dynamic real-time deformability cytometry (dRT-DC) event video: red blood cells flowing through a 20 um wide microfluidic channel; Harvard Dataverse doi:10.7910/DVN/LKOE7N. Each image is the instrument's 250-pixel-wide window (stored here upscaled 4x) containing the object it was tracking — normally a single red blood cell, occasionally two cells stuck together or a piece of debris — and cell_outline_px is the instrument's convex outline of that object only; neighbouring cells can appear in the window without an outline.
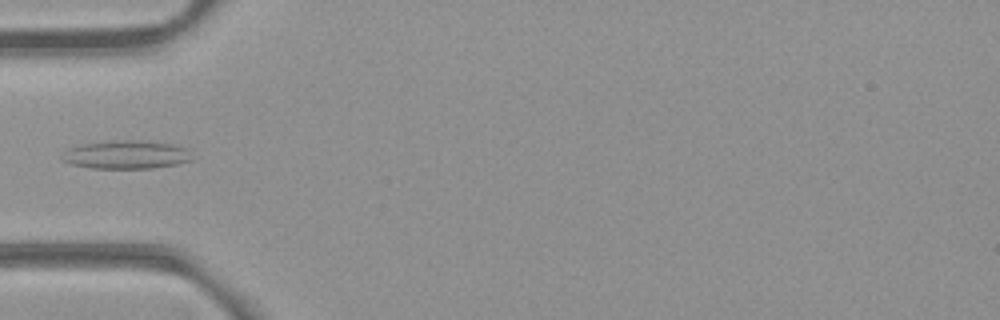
{"species": "common noctule bat (a hibernating species)", "species_latin": "Nyctalus noctula", "temperature_condition": "room temperature", "stored_images_in_passage": 5, "camera_frame_rate_fps": 3000, "um_per_image_px": 0.085, "animal": {"sex": "female", "body_mass_g": 21.9}, "frame": {"image": 1, "passage_image": 5, "time_ms": 1.333, "image_size_px": [1000, 320], "cell_outline_px": [[192, 160], [176, 164], [152, 168], [92, 168], [68, 164], [60, 160], [60, 156], [68, 148], [84, 144], [112, 140], [144, 140], [172, 144], [188, 148]], "centroid_in_image_um": [10.7, 13.14], "position_along_channel_um": 74.3, "area_um2": 21.68}}